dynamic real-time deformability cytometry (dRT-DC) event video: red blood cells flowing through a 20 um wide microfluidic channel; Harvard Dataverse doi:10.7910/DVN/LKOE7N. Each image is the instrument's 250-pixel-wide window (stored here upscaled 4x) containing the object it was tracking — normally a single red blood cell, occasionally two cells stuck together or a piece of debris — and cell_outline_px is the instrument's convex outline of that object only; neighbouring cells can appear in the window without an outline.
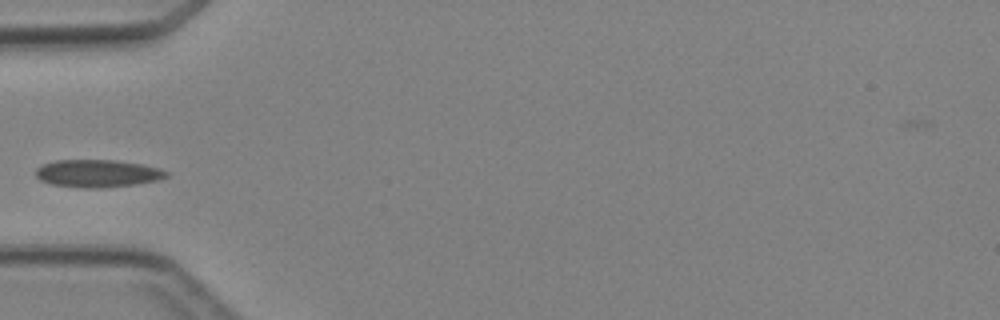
{"species": "Egyptian fruit bat (a non-hibernating species)", "species_latin": "Rousettus aegyptiacus", "temperature_condition": "cold", "stored_images_in_passage": 4, "camera_frame_rate_fps": 3000, "um_per_image_px": 0.085, "animal": {"sex": "female"}, "frame": {"image": 1, "passage_image": 4, "time_ms": 3.667, "image_size_px": [1000, 320], "cell_outline_px": [[168, 176], [160, 180], [136, 184], [100, 188], [80, 188], [52, 184], [40, 180], [36, 176], [36, 168], [44, 164], [56, 160], [116, 160], [140, 164], [160, 168], [168, 172]], "centroid_in_image_um": [8.31, 14.74], "position_along_channel_um": 76.7, "area_um2": 21.04}}